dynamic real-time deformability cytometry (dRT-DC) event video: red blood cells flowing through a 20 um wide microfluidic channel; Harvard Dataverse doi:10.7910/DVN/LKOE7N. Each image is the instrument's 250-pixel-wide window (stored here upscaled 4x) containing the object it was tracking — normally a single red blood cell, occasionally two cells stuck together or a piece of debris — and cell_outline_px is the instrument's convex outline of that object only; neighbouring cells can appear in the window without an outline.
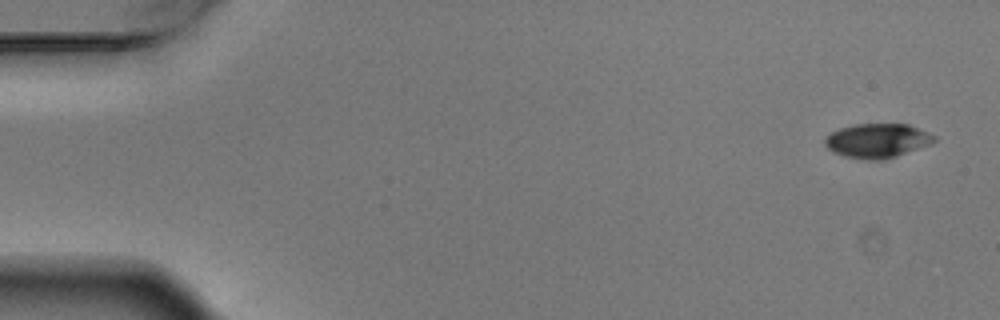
{"species": "Egyptian fruit bat (a non-hibernating species)", "species_latin": "Rousettus aegyptiacus", "temperature_condition": "warm", "stored_images_in_passage": 5, "camera_frame_rate_fps": 3000, "um_per_image_px": 0.085, "animal": {"sex": "male"}, "frame": {"image": 1, "passage_image": 1, "time_ms": 0.0, "image_size_px": [1000, 320], "cell_outline_px": [[936, 140], [932, 144], [884, 160], [868, 160], [844, 156], [828, 148], [824, 144], [824, 136], [840, 128], [852, 124], [908, 124], [928, 132], [936, 136]], "centroid_in_image_um": [74.58, 11.95], "position_along_channel_um": 10.4, "area_um2": 21.91}}
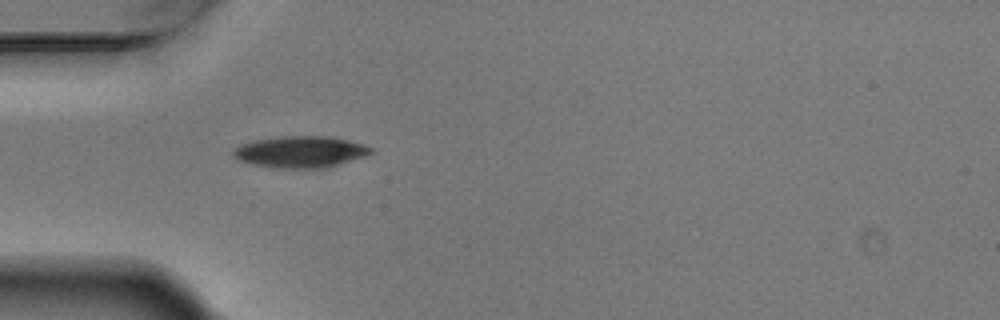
{"frame": {"image": 2, "passage_image": 5, "time_ms": 1.333, "image_size_px": [1000, 320], "cell_outline_px": [[372, 152], [364, 156], [328, 168], [284, 168], [256, 164], [240, 160], [232, 156], [232, 152], [236, 148], [244, 144], [256, 140], [284, 136], [328, 136], [348, 140], [364, 144], [372, 148]], "centroid_in_image_um": [25.59, 12.9], "position_along_channel_um": 59.4, "area_um2": 24.85}}